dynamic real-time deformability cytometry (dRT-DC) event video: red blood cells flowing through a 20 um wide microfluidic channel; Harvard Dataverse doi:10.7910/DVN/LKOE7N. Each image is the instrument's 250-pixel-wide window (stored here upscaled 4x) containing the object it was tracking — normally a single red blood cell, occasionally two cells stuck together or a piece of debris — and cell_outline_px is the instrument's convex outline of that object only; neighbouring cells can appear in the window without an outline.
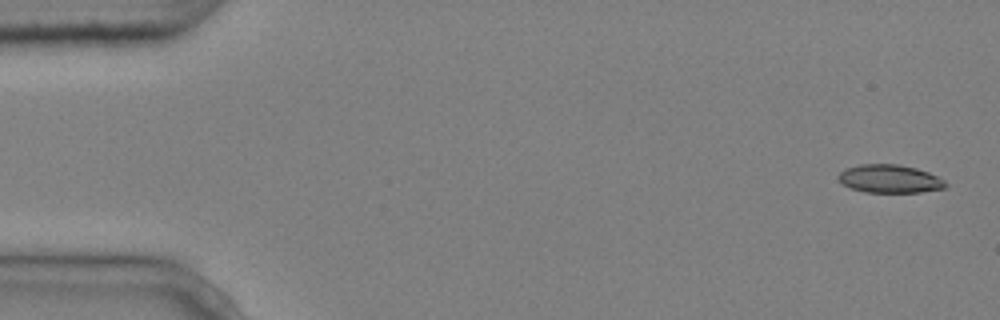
{"species": "common noctule bat (a hibernating species)", "species_latin": "Nyctalus noctula", "temperature_condition": "cold", "stored_images_in_passage": 4, "camera_frame_rate_fps": 3000, "um_per_image_px": 0.085, "animal": {"sex": "male", "body_mass_g": 20.4}, "frame": {"image": 1, "passage_image": 1, "time_ms": 0.0, "image_size_px": [1000, 320], "cell_outline_px": [[948, 184], [944, 188], [920, 192], [864, 192], [852, 188], [844, 184], [836, 176], [844, 168], [860, 164], [896, 164], [916, 168], [928, 172], [944, 180]], "centroid_in_image_um": [75.61, 15.19], "position_along_channel_um": 9.4, "area_um2": 17.51}}
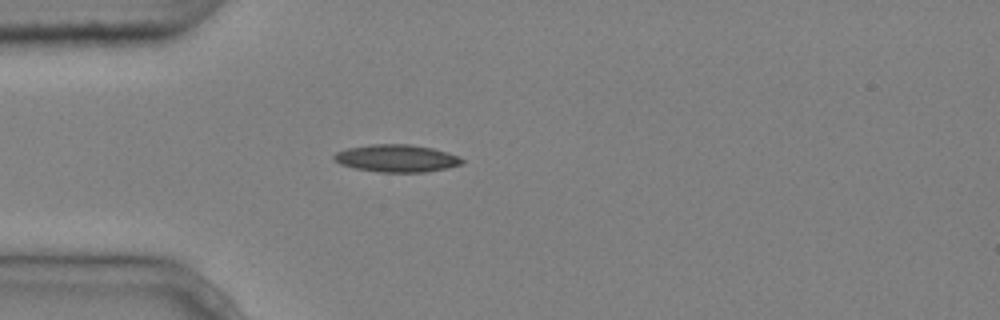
{"frame": {"image": 2, "passage_image": 4, "time_ms": 1.0, "image_size_px": [1000, 320], "cell_outline_px": [[464, 164], [448, 168], [424, 172], [380, 172], [356, 168], [340, 164], [332, 156], [336, 152], [348, 148], [372, 144], [408, 144], [432, 148], [448, 152], [460, 156], [464, 160]], "centroid_in_image_um": [33.76, 13.45], "position_along_channel_um": 51.2, "area_um2": 20.46}}